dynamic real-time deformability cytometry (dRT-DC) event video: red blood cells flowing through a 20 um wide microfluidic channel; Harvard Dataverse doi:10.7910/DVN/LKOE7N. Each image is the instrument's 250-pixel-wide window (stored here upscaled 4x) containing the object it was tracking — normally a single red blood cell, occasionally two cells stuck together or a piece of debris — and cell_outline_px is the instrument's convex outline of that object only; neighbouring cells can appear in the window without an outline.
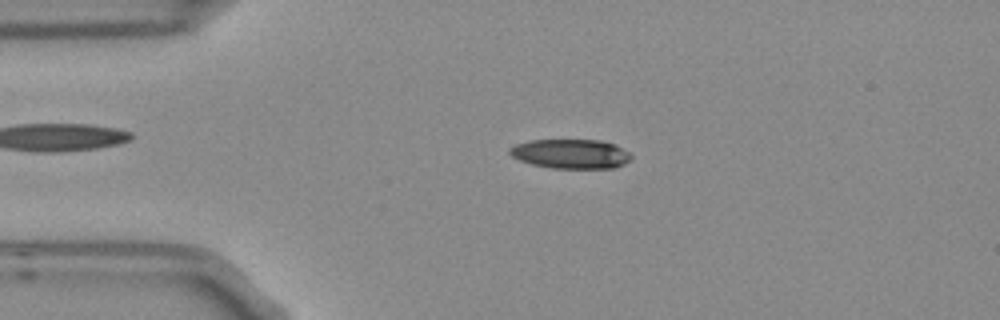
{"species": "Egyptian fruit bat (a non-hibernating species)", "species_latin": "Rousettus aegyptiacus", "temperature_condition": "room temperature", "stored_images_in_passage": 3, "camera_frame_rate_fps": 3000, "um_per_image_px": 0.085, "frame": {"image": 1, "passage_image": 2, "time_ms": 0.333, "image_size_px": [1000, 320], "cell_outline_px": [[632, 160], [616, 168], [552, 168], [532, 164], [520, 160], [512, 156], [508, 152], [508, 148], [516, 144], [528, 140], [600, 140], [616, 144], [628, 152], [632, 156]], "centroid_in_image_um": [48.53, 13.07], "position_along_channel_um": 36.5, "area_um2": 20.98}}